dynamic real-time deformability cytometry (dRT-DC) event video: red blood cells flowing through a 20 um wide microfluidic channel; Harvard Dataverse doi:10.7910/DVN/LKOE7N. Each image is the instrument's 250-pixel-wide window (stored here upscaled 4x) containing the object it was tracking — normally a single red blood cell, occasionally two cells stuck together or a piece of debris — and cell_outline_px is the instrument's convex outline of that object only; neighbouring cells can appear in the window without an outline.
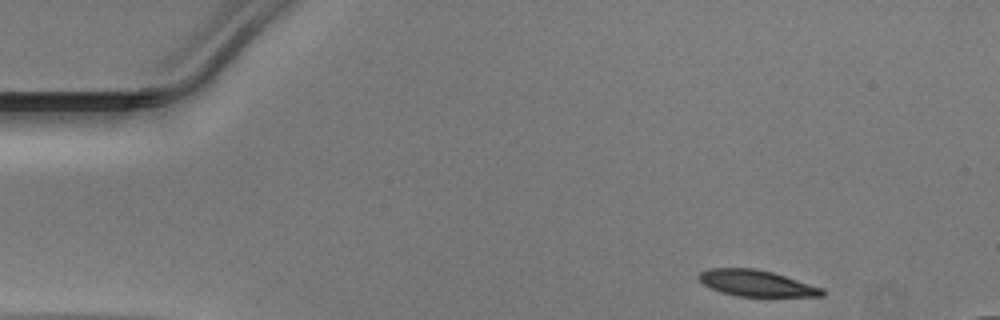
{"species": "Egyptian fruit bat (a non-hibernating species)", "species_latin": "Rousettus aegyptiacus", "temperature_condition": "warm", "stored_images_in_passage": 38, "camera_frame_rate_fps": 3000, "um_per_image_px": 0.085, "animal": {"sex": "male"}, "frame": {"image": 1, "passage_image": 1, "time_ms": 0.0, "image_size_px": [1000, 320], "cell_outline_px": [[824, 296], [736, 296], [720, 292], [704, 284], [696, 276], [700, 272], [708, 268], [756, 268], [772, 272], [824, 288]], "centroid_in_image_um": [64.27, 24.07], "position_along_channel_um": 20.7, "area_um2": 18.79}}
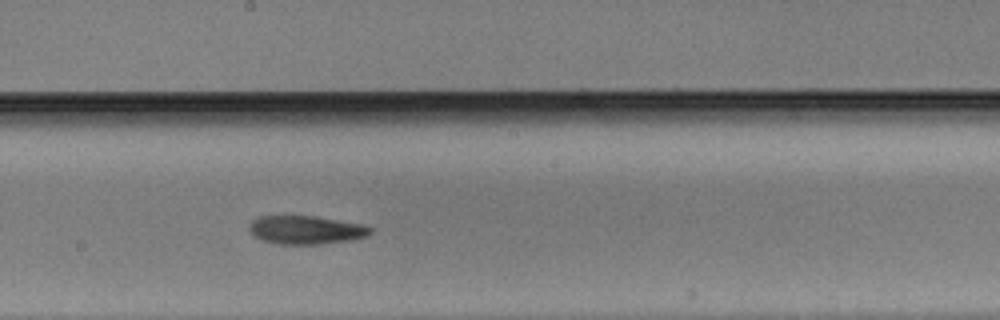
{"frame": {"image": 2, "passage_image": 22, "time_ms": 7.0, "image_size_px": [1000, 320], "cell_outline_px": [[372, 232], [368, 236], [356, 240], [320, 244], [276, 244], [252, 236], [248, 228], [248, 224], [252, 220], [260, 216], [312, 216], [364, 224], [372, 228]], "centroid_in_image_um": [26.02, 19.55], "position_along_channel_um": 222.2, "area_um2": 20.35}}
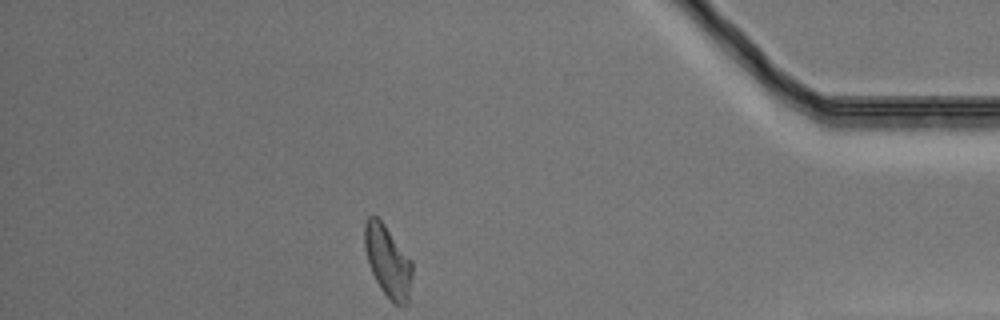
{"frame": {"image": 3, "passage_image": 38, "time_ms": 12.333, "image_size_px": [1000, 320], "cell_outline_px": [[412, 276], [408, 304], [392, 304], [380, 288], [368, 264], [364, 248], [364, 224], [368, 216], [376, 216], [384, 224], [412, 260]], "centroid_in_image_um": [32.96, 22.22], "position_along_channel_um": 402.2, "area_um2": 20.0}}